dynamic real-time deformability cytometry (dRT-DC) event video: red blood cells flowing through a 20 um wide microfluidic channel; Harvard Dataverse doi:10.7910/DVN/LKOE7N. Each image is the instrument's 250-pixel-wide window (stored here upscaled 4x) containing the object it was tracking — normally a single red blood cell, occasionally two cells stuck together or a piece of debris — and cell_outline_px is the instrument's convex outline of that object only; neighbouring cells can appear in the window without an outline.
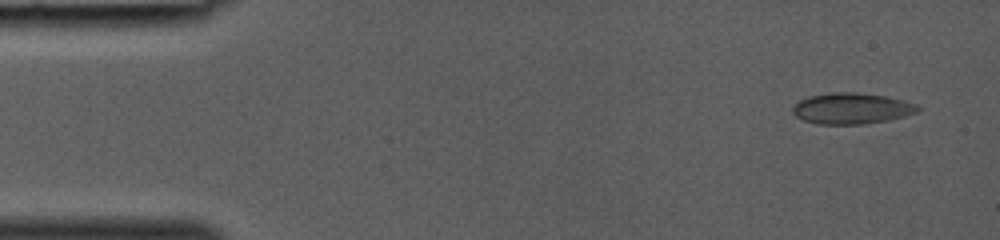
{"species": "common noctule bat (a hibernating species)", "species_latin": "Nyctalus noctula", "temperature_condition": "room temperature", "stored_images_in_passage": 37, "segment_of_instrument_passage": [1, 2], "camera_frame_rate_fps": 3000, "um_per_image_px": 0.085, "animal": {"sex": "female", "body_mass_g": 19.0, "forearm_length_mm": 53.3}, "frame": {"image": 1, "passage_image": 2, "time_ms": 0.333, "image_size_px": [1000, 240], "cell_outline_px": [[920, 112], [888, 120], [864, 124], [820, 124], [804, 120], [796, 116], [792, 112], [792, 108], [800, 100], [808, 96], [828, 92], [856, 92], [884, 96], [904, 100], [916, 104], [920, 108]], "centroid_in_image_um": [72.4, 9.21], "position_along_channel_um": 12.6, "area_um2": 22.66}}
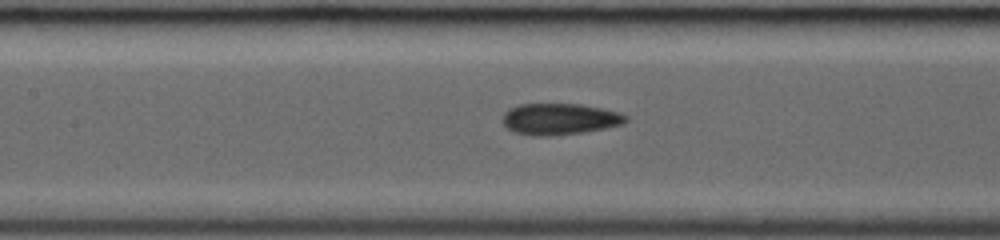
{"frame": {"image": 2, "passage_image": 17, "time_ms": 5.333, "image_size_px": [1000, 240], "cell_outline_px": [[628, 120], [624, 124], [584, 132], [548, 136], [532, 136], [516, 132], [508, 128], [500, 120], [504, 112], [508, 108], [520, 104], [580, 104], [620, 112], [628, 116]], "centroid_in_image_um": [47.55, 10.11], "position_along_channel_um": 159.8, "area_um2": 22.66}}
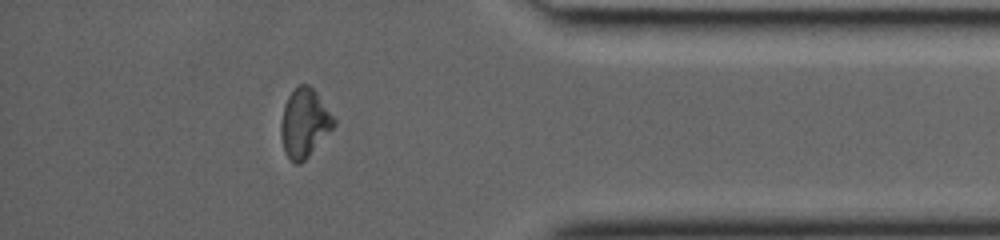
{"frame": {"image": 3, "passage_image": 32, "time_ms": 10.333, "image_size_px": [1000, 240], "cell_outline_px": [[336, 124], [308, 156], [300, 164], [296, 164], [284, 152], [280, 136], [280, 124], [284, 104], [288, 96], [300, 84], [308, 84], [316, 92], [336, 120]], "centroid_in_image_um": [25.85, 10.45], "position_along_channel_um": 409.3, "area_um2": 20.92}}